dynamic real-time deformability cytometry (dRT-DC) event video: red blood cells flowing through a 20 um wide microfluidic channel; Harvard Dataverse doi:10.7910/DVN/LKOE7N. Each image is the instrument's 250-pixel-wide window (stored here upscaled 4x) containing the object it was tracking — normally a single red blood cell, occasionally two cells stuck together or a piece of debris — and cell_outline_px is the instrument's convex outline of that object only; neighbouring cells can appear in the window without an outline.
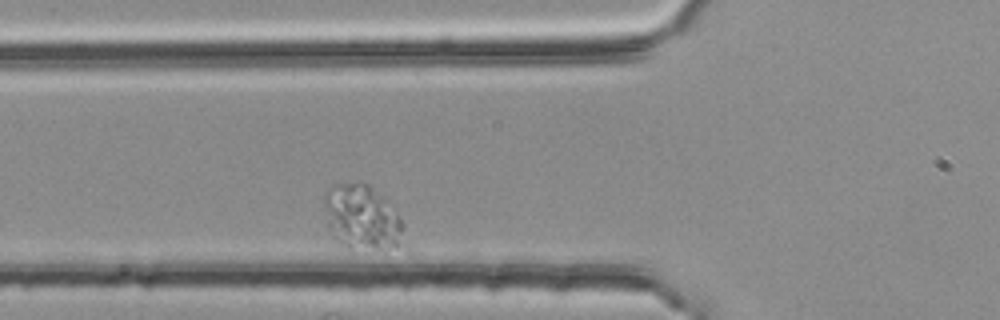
{"species": "common noctule bat (a hibernating species)", "species_latin": "Nyctalus noctula", "temperature_condition": "room temperature", "stored_images_in_passage": 32, "camera_frame_rate_fps": 3000, "um_per_image_px": 0.085, "animal": {"sex": "female", "body_mass_g": 25.1}, "frame": {"image": 1, "passage_image": 5, "time_ms": 1.333, "image_size_px": [1000, 320], "cell_outline_px": [[400, 232], [396, 244], [376, 248], [352, 252], [332, 236], [328, 224], [324, 208], [324, 192], [336, 184], [368, 184], [384, 200], [400, 220]], "centroid_in_image_um": [30.62, 18.49], "position_along_channel_um": 95.2, "area_um2": 28.61}}
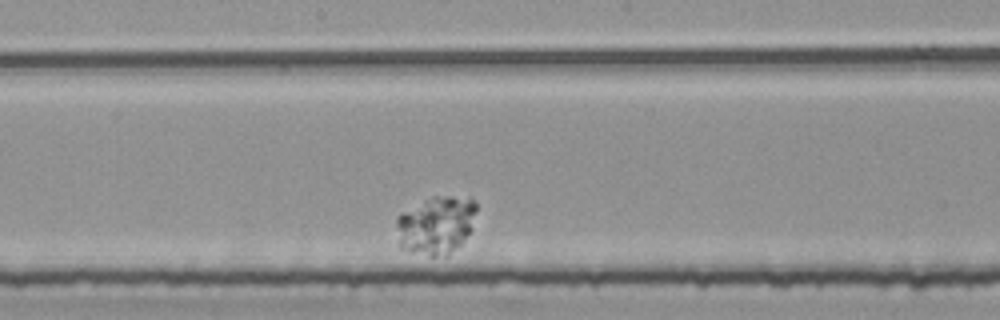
{"frame": {"image": 2, "passage_image": 16, "time_ms": 5.0, "image_size_px": [1000, 320], "cell_outline_px": [[476, 212], [468, 232], [460, 244], [448, 256], [432, 256], [400, 248], [396, 224], [396, 216], [424, 200], [432, 196], [472, 196], [476, 204]], "centroid_in_image_um": [37.06, 19.11], "position_along_channel_um": 211.1, "area_um2": 26.99}}
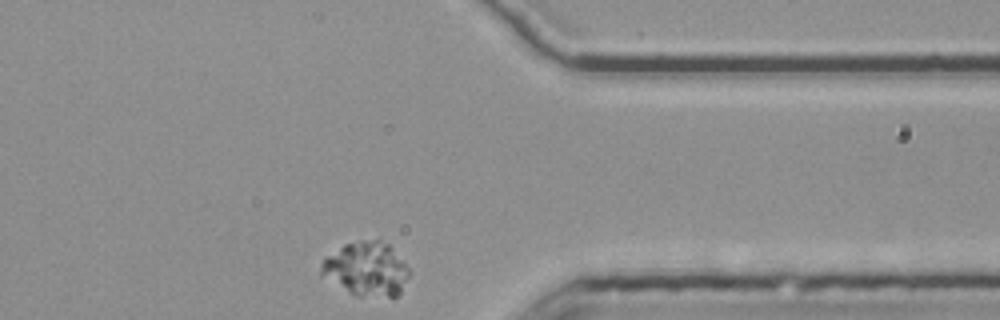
{"frame": {"image": 3, "passage_image": 32, "time_ms": 10.333, "image_size_px": [1000, 320], "cell_outline_px": [[412, 272], [400, 292], [396, 296], [356, 296], [320, 276], [320, 264], [324, 256], [344, 244], [360, 240], [376, 240], [388, 244], [392, 248]], "centroid_in_image_um": [31.1, 22.86], "position_along_channel_um": 380.3, "area_um2": 27.86}}